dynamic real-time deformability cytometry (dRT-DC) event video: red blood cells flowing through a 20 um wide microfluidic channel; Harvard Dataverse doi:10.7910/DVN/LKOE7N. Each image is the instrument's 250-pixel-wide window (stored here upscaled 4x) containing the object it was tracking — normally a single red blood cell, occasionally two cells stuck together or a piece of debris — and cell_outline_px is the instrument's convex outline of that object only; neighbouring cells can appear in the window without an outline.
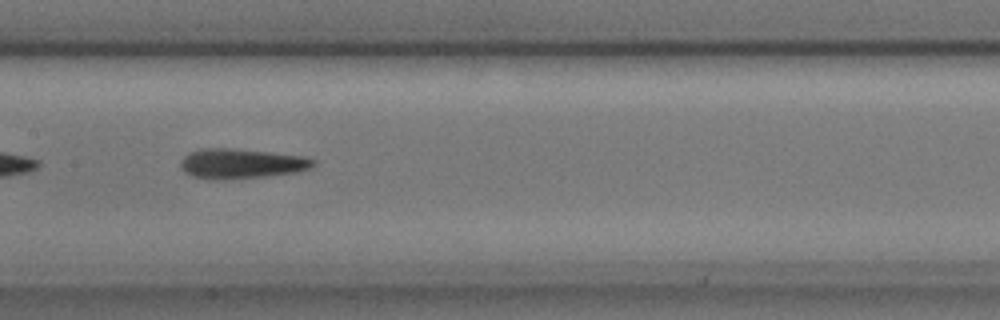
{"species": "common noctule bat (a hibernating species)", "species_latin": "Nyctalus noctula", "temperature_condition": "cold", "stored_images_in_passage": 40, "camera_frame_rate_fps": 3000, "um_per_image_px": 0.085, "animal": {"sex": "male", "body_mass_g": 17.9, "forearm_length_mm": 54.2}, "frame": {"image": 1, "passage_image": 12, "time_ms": 3.667, "image_size_px": [1000, 320], "cell_outline_px": [[316, 164], [308, 168], [296, 172], [268, 176], [192, 176], [184, 172], [180, 168], [180, 160], [184, 156], [200, 148], [232, 148], [272, 152], [308, 156], [316, 160]], "centroid_in_image_um": [20.59, 13.84], "position_along_channel_um": 186.8, "area_um2": 22.25}}
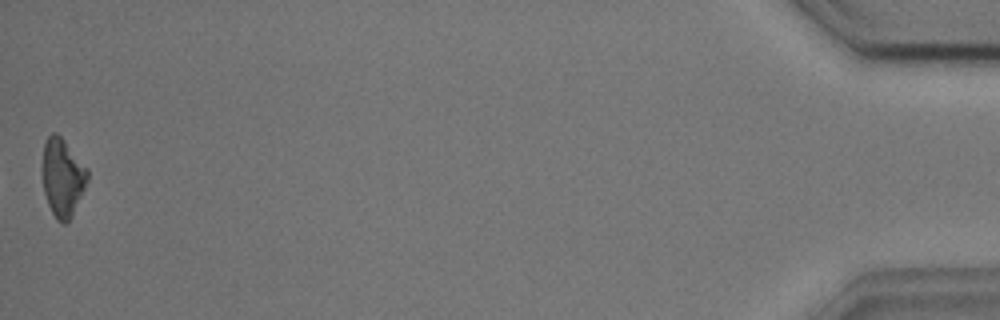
{"frame": {"image": 2, "passage_image": 40, "time_ms": 13.0, "image_size_px": [1000, 320], "cell_outline_px": [[88, 180], [72, 216], [64, 224], [56, 220], [48, 204], [44, 192], [44, 144], [48, 136], [52, 132], [56, 132], [64, 140], [88, 168]], "centroid_in_image_um": [5.34, 15.09], "position_along_channel_um": 429.9, "area_um2": 20.11}, "authors_computed_cell_mechanics": {"area_um2": 21.9062, "velocity_mm_per_s": 3.652, "shape_relaxation_time_tau1_ms": 6.0459, "shape_relaxation_time_tau2_ms": 4.9448, "deformation_change_tau1": 0.139, "deformation_change_tau2": 0.1489}}